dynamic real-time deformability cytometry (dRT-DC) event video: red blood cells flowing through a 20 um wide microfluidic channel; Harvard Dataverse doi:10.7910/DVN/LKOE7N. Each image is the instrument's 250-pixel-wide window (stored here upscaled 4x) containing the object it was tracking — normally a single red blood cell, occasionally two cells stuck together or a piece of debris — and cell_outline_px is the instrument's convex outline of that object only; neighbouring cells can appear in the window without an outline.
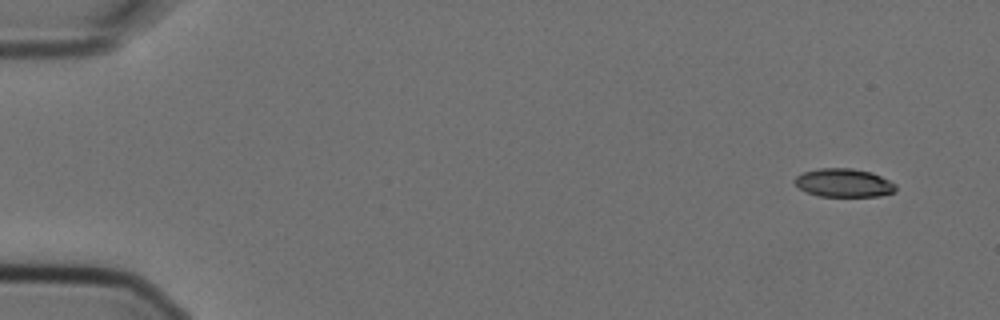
{"species": "Egyptian fruit bat (a non-hibernating species)", "species_latin": "Rousettus aegyptiacus", "temperature_condition": "cold", "stored_images_in_passage": 8, "camera_frame_rate_fps": 3000, "um_per_image_px": 0.085, "animal": {"sex": "female"}, "frame": {"image": 1, "passage_image": 1, "time_ms": 0.0, "image_size_px": [1000, 320], "cell_outline_px": [[896, 192], [880, 196], [820, 196], [808, 192], [800, 188], [792, 180], [796, 176], [804, 172], [820, 168], [852, 168], [872, 172], [896, 184]], "centroid_in_image_um": [71.74, 15.54], "position_along_channel_um": 13.3, "area_um2": 16.7}}
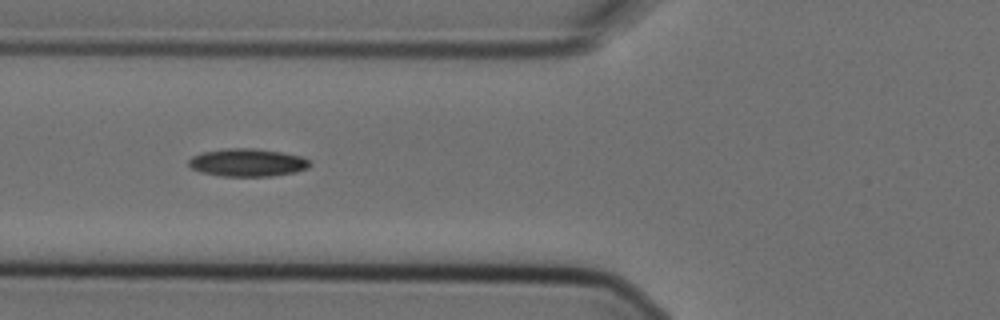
{"frame": {"image": 2, "passage_image": 6, "time_ms": 1.667, "image_size_px": [1000, 320], "cell_outline_px": [[312, 164], [308, 168], [296, 172], [272, 176], [220, 176], [200, 172], [192, 168], [188, 164], [188, 160], [192, 156], [204, 152], [228, 148], [256, 148], [280, 152], [300, 156], [308, 160]], "centroid_in_image_um": [21.03, 13.82], "position_along_channel_um": 104.8, "area_um2": 19.65}}
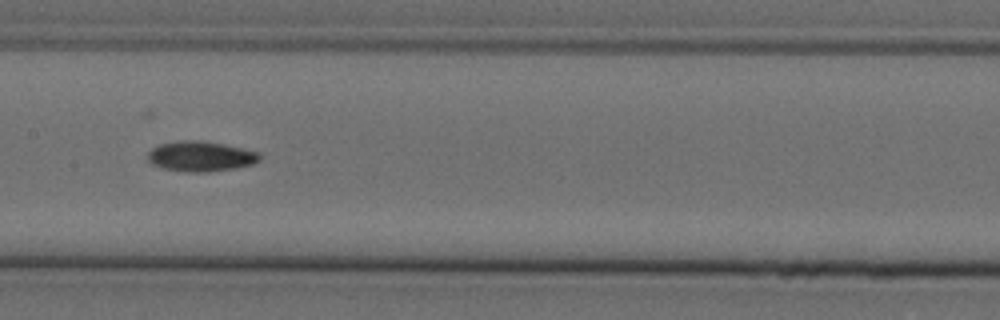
{"frame": {"image": 3, "passage_image": 8, "time_ms": 2.333, "image_size_px": [1000, 320], "cell_outline_px": [[260, 160], [252, 164], [236, 168], [208, 172], [188, 172], [164, 168], [152, 164], [148, 160], [148, 152], [152, 148], [160, 144], [176, 140], [200, 140], [224, 144], [244, 148], [260, 152]], "centroid_in_image_um": [17.07, 13.28], "position_along_channel_um": 190.3, "area_um2": 19.83}}